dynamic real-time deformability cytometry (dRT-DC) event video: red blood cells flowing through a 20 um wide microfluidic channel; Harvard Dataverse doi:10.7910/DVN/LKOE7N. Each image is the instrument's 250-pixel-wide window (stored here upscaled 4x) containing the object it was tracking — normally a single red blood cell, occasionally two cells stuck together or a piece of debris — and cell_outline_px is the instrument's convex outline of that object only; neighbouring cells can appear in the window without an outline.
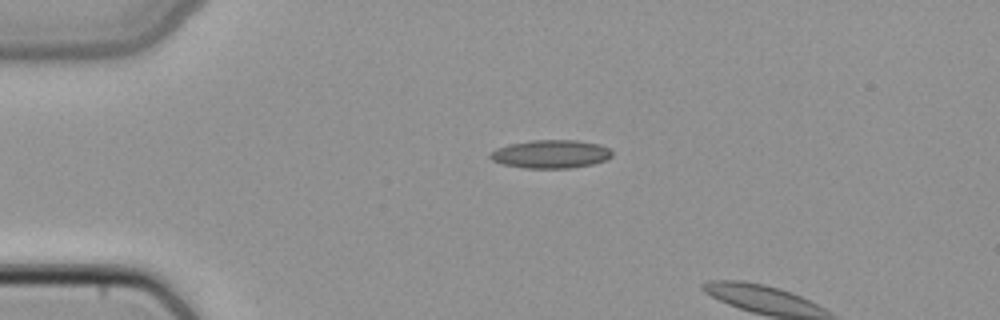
{"species": "common noctule bat (a hibernating species)", "species_latin": "Nyctalus noctula", "temperature_condition": "cold", "stored_images_in_passage": 2, "camera_frame_rate_fps": 3000, "um_per_image_px": 0.085, "animal": {"sex": "female", "body_mass_g": 22.7, "forearm_length_mm": 54.2}, "frame": {"image": 1, "passage_image": 1, "time_ms": 0.0, "image_size_px": [1000, 320], "cell_outline_px": [[612, 156], [604, 160], [592, 164], [568, 168], [524, 168], [500, 164], [492, 160], [488, 156], [496, 148], [508, 144], [528, 140], [576, 140], [600, 144], [608, 148], [612, 152]], "centroid_in_image_um": [46.77, 13.09], "position_along_channel_um": 38.2, "area_um2": 20.17}}